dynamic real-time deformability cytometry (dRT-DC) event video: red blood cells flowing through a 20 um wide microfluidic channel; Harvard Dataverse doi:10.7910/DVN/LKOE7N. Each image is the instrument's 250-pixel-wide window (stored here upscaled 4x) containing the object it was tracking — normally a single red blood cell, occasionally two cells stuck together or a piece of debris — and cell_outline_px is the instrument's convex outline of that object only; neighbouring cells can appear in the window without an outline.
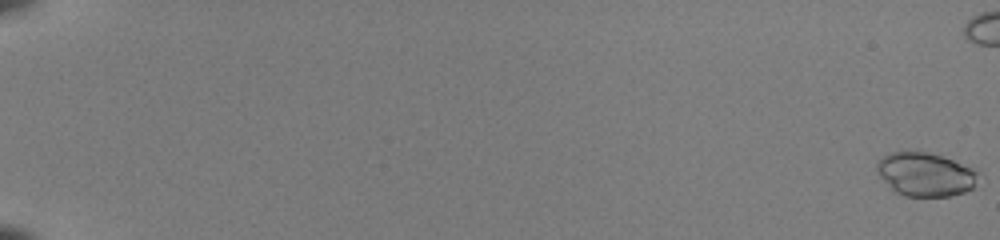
{"species": "common noctule bat (a hibernating species)", "species_latin": "Nyctalus noctula", "temperature_condition": "room temperature", "stored_images_in_passage": 22, "camera_frame_rate_fps": 3000, "um_per_image_px": 0.085, "animal": {"sex": "female", "body_mass_g": 22.0, "forearm_length_mm": 56.7}, "frame": {"image": 1, "passage_image": 1, "time_ms": 0.0, "image_size_px": [1000, 240], "cell_outline_px": [[980, 172], [972, 188], [964, 192], [948, 196], [904, 196], [892, 192], [876, 172], [876, 160], [892, 152], [924, 152], [940, 156], [976, 168]], "centroid_in_image_um": [78.62, 14.83], "position_along_channel_um": 6.4, "area_um2": 25.95}}